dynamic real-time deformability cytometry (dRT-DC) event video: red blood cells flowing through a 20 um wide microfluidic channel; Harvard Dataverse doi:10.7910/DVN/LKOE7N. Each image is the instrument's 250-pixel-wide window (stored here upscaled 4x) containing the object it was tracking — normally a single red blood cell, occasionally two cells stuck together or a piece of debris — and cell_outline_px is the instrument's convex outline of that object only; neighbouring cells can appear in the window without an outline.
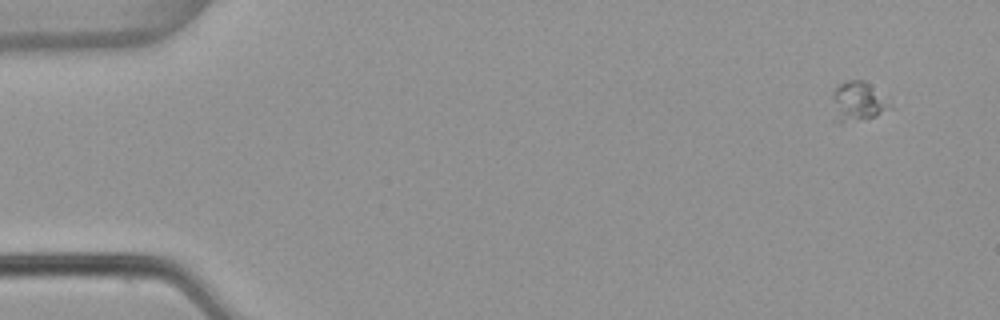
{"species": "common noctule bat (a hibernating species)", "species_latin": "Nyctalus noctula", "temperature_condition": "warm", "stored_images_in_passage": 6, "camera_frame_rate_fps": 3000, "um_per_image_px": 0.085, "animal": {"sex": "female", "body_mass_g": 22.7, "forearm_length_mm": 54.2}, "frame": {"image": 1, "passage_image": 1, "time_ms": 0.0, "image_size_px": [1000, 320], "cell_outline_px": [[896, 108], [876, 116], [840, 124], [832, 120], [832, 92], [840, 84], [848, 80], [864, 80]], "centroid_in_image_um": [72.88, 8.68], "position_along_channel_um": 12.1, "area_um2": 13.64}}
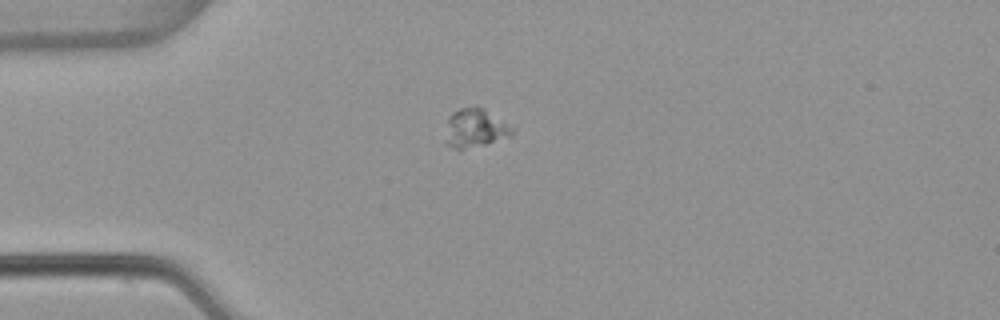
{"frame": {"image": 2, "passage_image": 4, "time_ms": 1.0, "image_size_px": [1000, 320], "cell_outline_px": [[512, 136], [460, 152], [444, 144], [444, 140], [448, 116], [452, 112], [460, 108], [476, 104], [484, 108], [504, 124], [512, 132]], "centroid_in_image_um": [40.24, 10.93], "position_along_channel_um": 44.8, "area_um2": 15.32}}
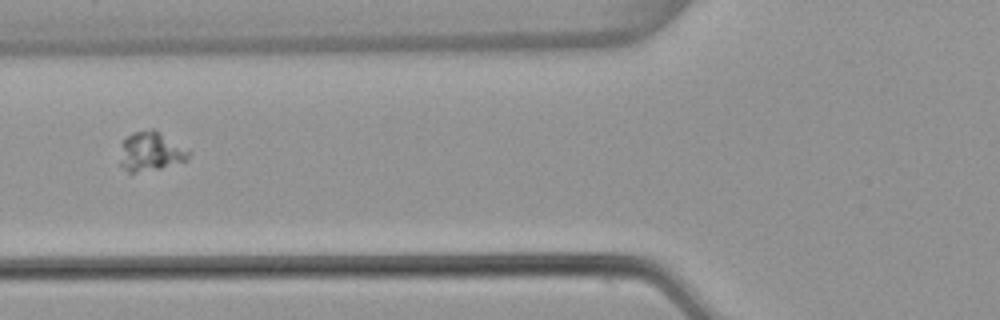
{"frame": {"image": 3, "passage_image": 6, "time_ms": 1.667, "image_size_px": [1000, 320], "cell_outline_px": [[192, 152], [188, 160], [160, 168], [136, 172], [128, 172], [120, 164], [120, 144], [132, 132], [152, 128], [160, 132]], "centroid_in_image_um": [12.8, 12.86], "position_along_channel_um": 113.0, "area_um2": 15.72}}